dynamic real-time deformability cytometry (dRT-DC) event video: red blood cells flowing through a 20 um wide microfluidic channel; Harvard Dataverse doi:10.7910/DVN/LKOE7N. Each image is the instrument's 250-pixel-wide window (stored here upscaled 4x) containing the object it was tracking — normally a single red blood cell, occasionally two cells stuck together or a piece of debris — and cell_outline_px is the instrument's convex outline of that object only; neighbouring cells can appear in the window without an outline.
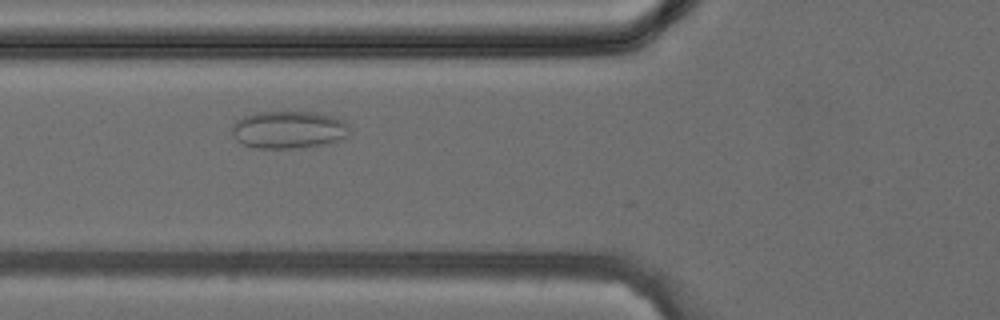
{"species": "common noctule bat (a hibernating species)", "species_latin": "Nyctalus noctula", "temperature_condition": "cold", "stored_images_in_passage": 30, "camera_frame_rate_fps": 3000, "um_per_image_px": 0.085, "animal": {"sex": "female", "body_mass_g": 24.6, "forearm_length_mm": 56.2}, "frame": {"image": 1, "passage_image": 5, "time_ms": 1.333, "image_size_px": [1000, 320], "cell_outline_px": [[348, 136], [340, 140], [328, 144], [296, 148], [256, 148], [244, 144], [236, 140], [232, 136], [232, 124], [236, 120], [244, 116], [256, 112], [320, 112], [344, 120], [348, 124]], "centroid_in_image_um": [24.54, 11.02], "position_along_channel_um": 101.3, "area_um2": 26.01}}
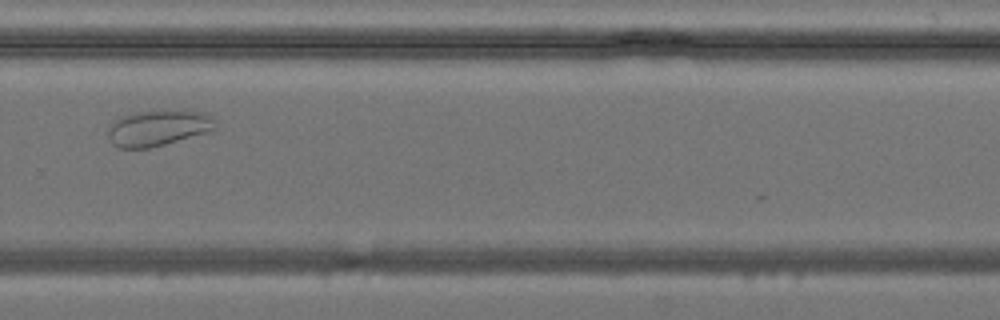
{"frame": {"image": 2, "passage_image": 18, "time_ms": 5.667, "image_size_px": [1000, 320], "cell_outline_px": [[216, 128], [204, 132], [164, 144], [148, 148], [120, 148], [112, 144], [108, 136], [108, 128], [120, 116], [140, 112], [168, 108], [196, 112], [208, 116], [216, 120]], "centroid_in_image_um": [13.39, 10.86], "position_along_channel_um": 316.4, "area_um2": 22.2}}
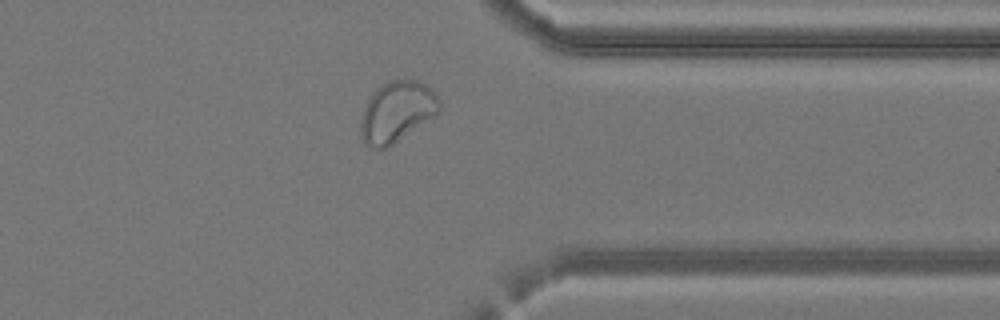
{"frame": {"image": 3, "passage_image": 22, "time_ms": 7.0, "image_size_px": [1000, 320], "cell_outline_px": [[440, 108], [432, 116], [392, 144], [384, 148], [372, 148], [364, 144], [360, 136], [360, 124], [364, 108], [372, 92], [376, 88], [392, 80], [416, 80], [424, 84], [436, 92], [440, 100]], "centroid_in_image_um": [33.69, 9.49], "position_along_channel_um": 377.7, "area_um2": 27.34}}